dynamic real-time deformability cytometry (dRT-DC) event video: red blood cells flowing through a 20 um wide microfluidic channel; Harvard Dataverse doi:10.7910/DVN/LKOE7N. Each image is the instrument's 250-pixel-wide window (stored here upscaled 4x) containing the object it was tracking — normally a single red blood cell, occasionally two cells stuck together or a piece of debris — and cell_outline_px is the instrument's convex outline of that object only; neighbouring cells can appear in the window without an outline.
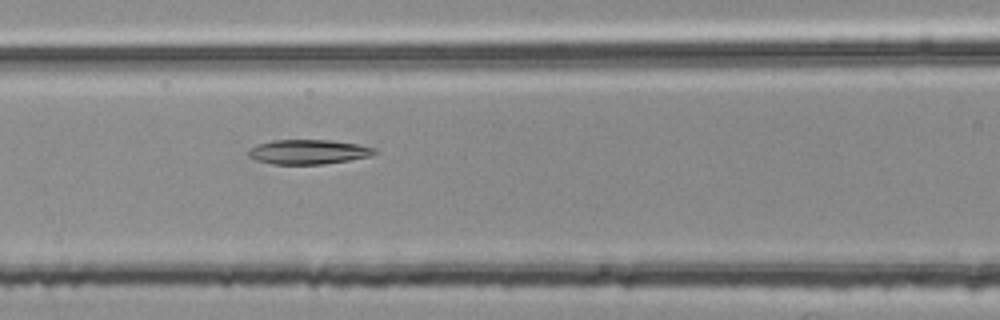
{"species": "common noctule bat (a hibernating species)", "species_latin": "Nyctalus noctula", "temperature_condition": "room temperature", "stored_images_in_passage": 31, "camera_frame_rate_fps": 3000, "um_per_image_px": 0.085, "animal": {"sex": "female", "body_mass_g": 25.1}, "frame": {"image": 1, "passage_image": 7, "time_ms": 2.0, "image_size_px": [1000, 320], "cell_outline_px": [[380, 152], [372, 156], [324, 164], [272, 164], [256, 160], [248, 156], [248, 152], [256, 144], [272, 140], [332, 140], [356, 144], [376, 148]], "centroid_in_image_um": [26.24, 12.91], "position_along_channel_um": 140.4, "area_um2": 18.15}}
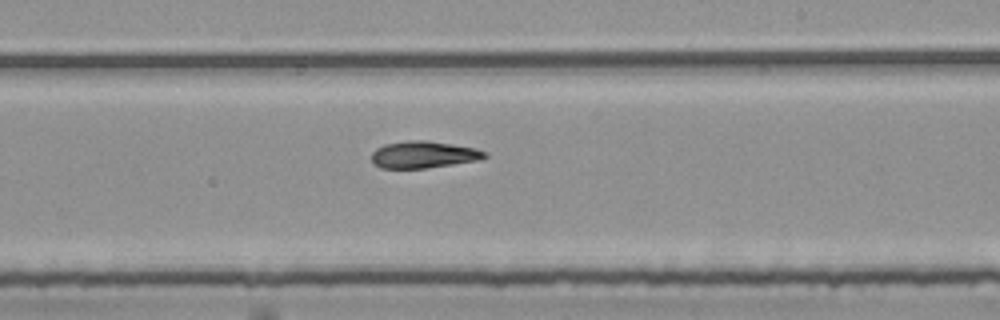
{"frame": {"image": 2, "passage_image": 16, "time_ms": 5.0, "image_size_px": [1000, 320], "cell_outline_px": [[488, 156], [480, 160], [428, 168], [380, 168], [372, 164], [372, 152], [376, 148], [384, 144], [408, 140], [424, 140], [452, 144], [476, 148], [484, 152]], "centroid_in_image_um": [35.98, 13.14], "position_along_channel_um": 253.0, "area_um2": 17.86}}
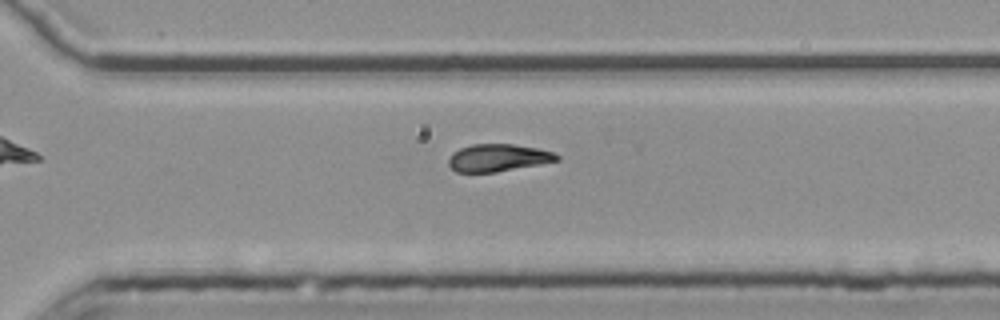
{"frame": {"image": 3, "passage_image": 22, "time_ms": 7.0, "image_size_px": [1000, 320], "cell_outline_px": [[560, 160], [540, 164], [496, 172], [456, 172], [448, 164], [448, 160], [452, 152], [460, 148], [472, 144], [512, 144], [540, 148], [552, 152], [560, 156]], "centroid_in_image_um": [42.34, 13.4], "position_along_channel_um": 328.3, "area_um2": 17.34}, "authors_computed_cell_mechanics": {"area_um2": 18.0336, "velocity_mm_per_s": 3.7681, "shape_relaxation_time_tau1_ms": 6.2314, "shape_relaxation_time_tau2_ms": null, "deformation_change_tau1": 0.1783, "deformation_change_tau2": null}}